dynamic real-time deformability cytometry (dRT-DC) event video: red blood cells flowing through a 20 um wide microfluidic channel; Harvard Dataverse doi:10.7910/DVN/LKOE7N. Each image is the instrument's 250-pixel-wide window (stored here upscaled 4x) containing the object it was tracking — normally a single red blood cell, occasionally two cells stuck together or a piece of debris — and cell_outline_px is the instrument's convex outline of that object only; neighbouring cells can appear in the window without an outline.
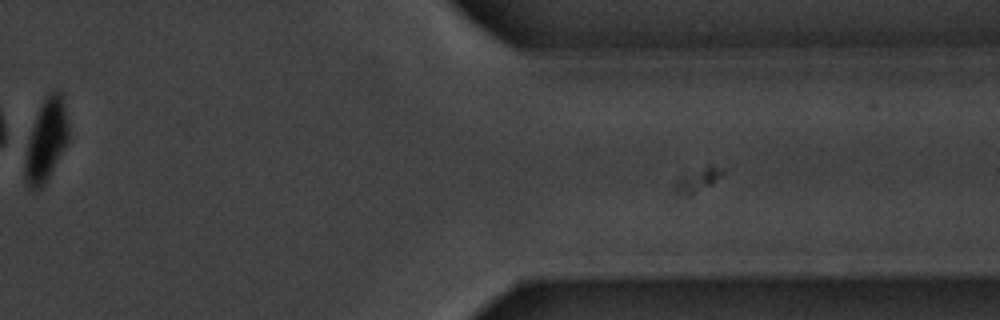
{"species": "common noctule bat (a hibernating species)", "species_latin": "Nyctalus noctula", "temperature_condition": "warm", "stored_images_in_passage": 11, "camera_frame_rate_fps": 3000, "um_per_image_px": 0.085, "animal": {"sex": "male", "body_mass_g": 20.1, "forearm_length_mm": 53.5}, "frame": {"image": 1, "passage_image": 10, "time_ms": 11.333, "image_size_px": [1000, 320], "cell_outline_px": [[68, 140], [64, 148], [44, 184], [36, 188], [32, 188], [28, 184], [24, 172], [24, 164], [28, 140], [32, 124], [40, 104], [48, 92], [56, 88], [60, 88], [64, 104], [68, 124]], "centroid_in_image_um": [3.92, 11.81], "position_along_channel_um": 407.5, "area_um2": 20.58}}